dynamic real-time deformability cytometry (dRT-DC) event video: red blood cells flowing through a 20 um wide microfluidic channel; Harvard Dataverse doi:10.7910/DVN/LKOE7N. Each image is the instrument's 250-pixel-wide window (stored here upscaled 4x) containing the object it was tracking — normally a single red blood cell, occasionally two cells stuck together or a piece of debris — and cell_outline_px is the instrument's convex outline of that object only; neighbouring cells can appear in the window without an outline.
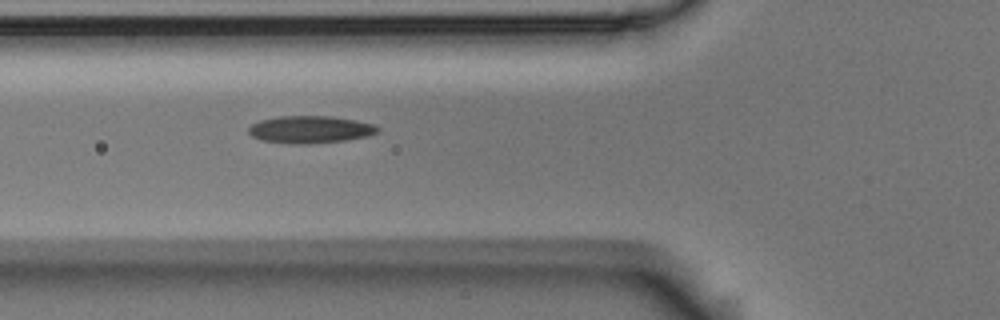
{"species": "Egyptian fruit bat (a non-hibernating species)", "species_latin": "Rousettus aegyptiacus", "temperature_condition": "room temperature", "stored_images_in_passage": 2, "camera_frame_rate_fps": 3000, "um_per_image_px": 0.085, "animal": {"sex": "male"}, "frame": {"image": 1, "passage_image": 2, "time_ms": 0.333, "image_size_px": [1000, 320], "cell_outline_px": [[380, 128], [376, 132], [368, 136], [344, 140], [308, 144], [288, 144], [260, 140], [252, 136], [248, 132], [248, 128], [252, 124], [260, 120], [280, 116], [332, 116], [356, 120], [376, 124]], "centroid_in_image_um": [26.36, 11.01], "position_along_channel_um": 99.4, "area_um2": 20.69}}